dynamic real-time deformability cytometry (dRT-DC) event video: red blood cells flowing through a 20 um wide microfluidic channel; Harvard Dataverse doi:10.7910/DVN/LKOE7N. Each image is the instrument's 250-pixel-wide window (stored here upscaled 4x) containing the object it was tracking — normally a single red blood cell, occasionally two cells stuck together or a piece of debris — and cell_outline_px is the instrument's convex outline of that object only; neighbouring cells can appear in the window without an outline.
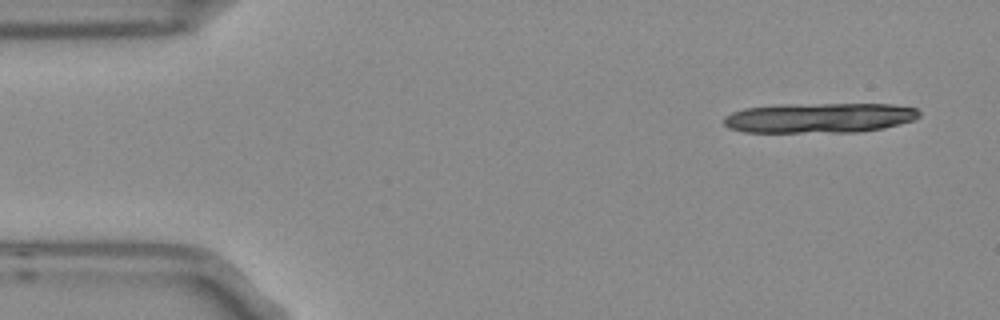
{"species": "Egyptian fruit bat (a non-hibernating species)", "species_latin": "Rousettus aegyptiacus", "temperature_condition": "room temperature", "stored_images_in_passage": 5, "camera_frame_rate_fps": 3000, "um_per_image_px": 0.085, "frame": {"image": 1, "passage_image": 1, "time_ms": 0.0, "image_size_px": [1000, 320], "cell_outline_px": [[920, 116], [916, 120], [884, 128], [860, 132], [744, 132], [728, 128], [724, 124], [724, 116], [732, 112], [744, 108], [780, 104], [892, 104], [916, 108], [920, 112]], "centroid_in_image_um": [69.66, 10.01], "position_along_channel_um": 15.3, "area_um2": 34.51}}